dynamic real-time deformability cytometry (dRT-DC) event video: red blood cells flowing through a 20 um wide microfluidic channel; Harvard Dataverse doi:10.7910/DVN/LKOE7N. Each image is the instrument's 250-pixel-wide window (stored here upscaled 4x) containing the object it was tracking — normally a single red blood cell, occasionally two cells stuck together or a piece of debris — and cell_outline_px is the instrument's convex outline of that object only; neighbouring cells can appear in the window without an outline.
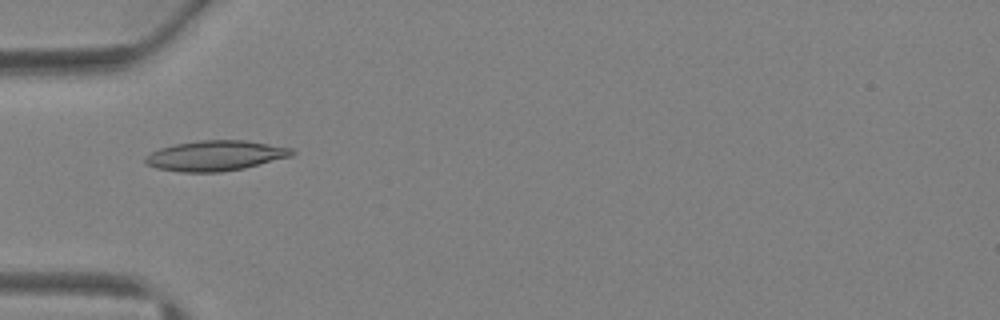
{"species": "Egyptian fruit bat (a non-hibernating species)", "species_latin": "Rousettus aegyptiacus", "temperature_condition": "warm", "stored_images_in_passage": 4, "camera_frame_rate_fps": 3000, "um_per_image_px": 0.085, "animal": {"sex": "female"}, "frame": {"image": 1, "passage_image": 3, "time_ms": 3.333, "image_size_px": [1000, 320], "cell_outline_px": [[296, 152], [292, 156], [244, 168], [220, 172], [180, 172], [156, 168], [144, 164], [144, 156], [160, 148], [176, 144], [200, 140], [244, 140], [292, 148]], "centroid_in_image_um": [18.29, 13.24], "position_along_channel_um": 66.7, "area_um2": 25.84}}
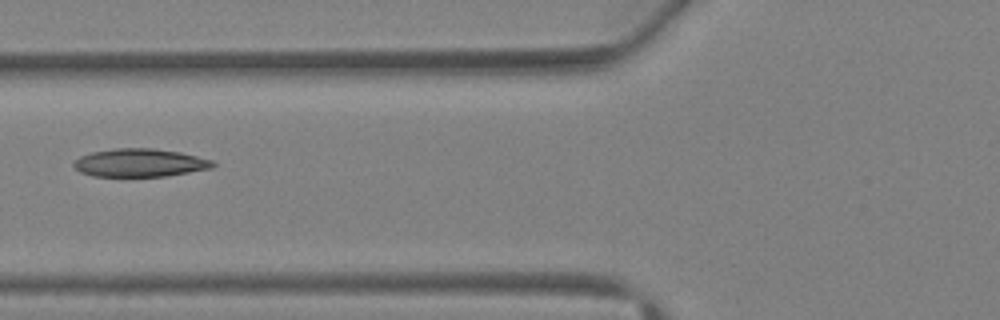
{"frame": {"image": 2, "passage_image": 4, "time_ms": 4.333, "image_size_px": [1000, 320], "cell_outline_px": [[216, 164], [212, 168], [164, 176], [92, 176], [80, 172], [72, 164], [80, 156], [92, 152], [116, 148], [152, 148], [180, 152], [212, 160]], "centroid_in_image_um": [11.87, 13.83], "position_along_channel_um": 113.9, "area_um2": 22.6}}